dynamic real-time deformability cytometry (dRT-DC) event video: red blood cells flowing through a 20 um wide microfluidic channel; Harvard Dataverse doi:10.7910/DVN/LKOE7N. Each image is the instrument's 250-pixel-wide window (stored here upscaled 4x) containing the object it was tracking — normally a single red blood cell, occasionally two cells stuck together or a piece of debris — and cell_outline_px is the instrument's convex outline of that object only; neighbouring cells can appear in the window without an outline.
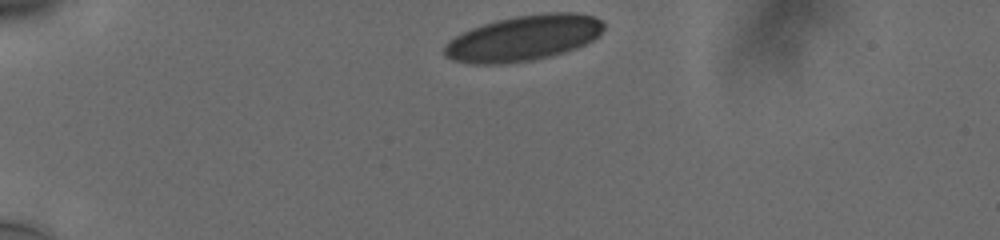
{"species": "human", "species_latin": "Homo sapiens", "temperature_condition": "cold", "stored_images_in_passage": 36, "camera_frame_rate_fps": 3000, "um_per_image_px": 0.085, "donor": {"sex": "male"}, "frame": {"image": 1, "passage_image": 1, "time_ms": 0.0, "image_size_px": [1000, 240], "cell_outline_px": [[604, 28], [600, 36], [576, 48], [552, 56], [532, 60], [504, 64], [472, 64], [452, 60], [444, 56], [444, 44], [448, 40], [472, 28], [496, 20], [516, 16], [548, 12], [572, 12], [592, 16], [604, 20]], "centroid_in_image_um": [44.51, 3.24], "position_along_channel_um": 40.5, "area_um2": 42.48}}
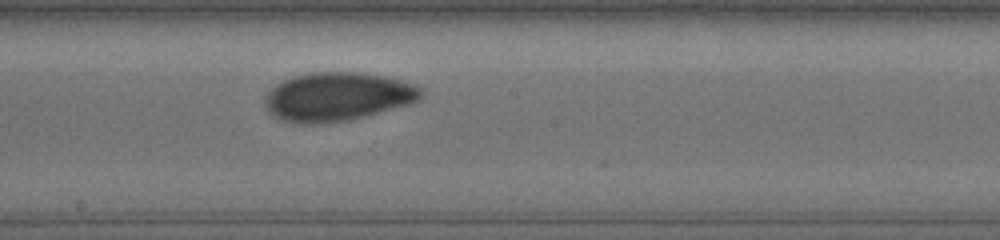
{"frame": {"image": 2, "passage_image": 20, "time_ms": 6.333, "image_size_px": [1000, 240], "cell_outline_px": [[420, 96], [416, 100], [408, 104], [348, 120], [304, 124], [300, 124], [284, 120], [268, 112], [264, 104], [264, 96], [276, 84], [292, 76], [312, 72], [360, 72], [384, 76], [404, 80], [420, 88]], "centroid_in_image_um": [28.63, 8.2], "position_along_channel_um": 219.6, "area_um2": 43.75}}
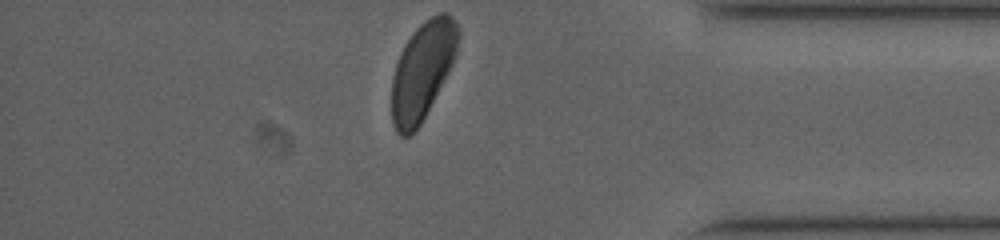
{"frame": {"image": 3, "passage_image": 36, "time_ms": 11.667, "image_size_px": [1000, 240], "cell_outline_px": [[460, 36], [456, 52], [420, 124], [408, 136], [400, 136], [396, 132], [392, 124], [392, 76], [400, 52], [416, 28], [424, 20], [440, 12], [448, 12], [452, 16], [460, 28]], "centroid_in_image_um": [35.89, 5.95], "position_along_channel_um": 399.3, "area_um2": 36.93}, "authors_computed_cell_mechanics": {"area_um2": 43.3211, "velocity_mm_per_s": 3.7385, "shape_relaxation_time_tau1_ms": 4.1028, "shape_relaxation_time_tau2_ms": 1.8982, "deformation_change_tau1": 0.1125, "deformation_change_tau2": 0.0555}}